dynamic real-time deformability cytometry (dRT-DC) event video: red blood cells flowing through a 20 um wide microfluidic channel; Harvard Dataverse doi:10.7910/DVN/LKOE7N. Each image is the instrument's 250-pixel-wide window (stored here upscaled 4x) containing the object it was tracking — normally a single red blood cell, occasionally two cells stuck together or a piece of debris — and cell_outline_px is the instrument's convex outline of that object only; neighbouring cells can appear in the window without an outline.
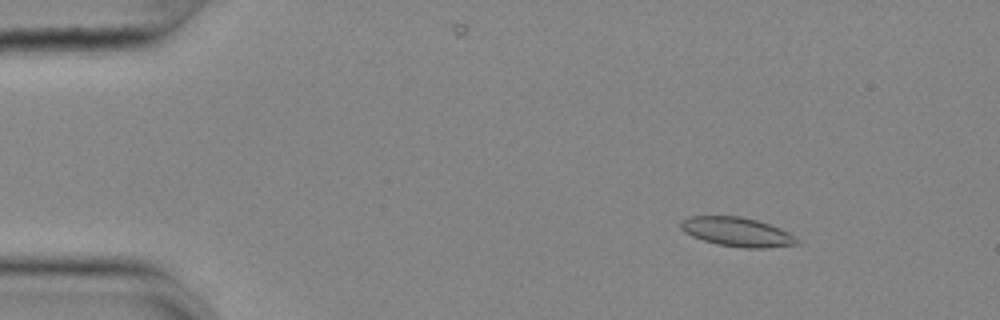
{"species": "common noctule bat (a hibernating species)", "species_latin": "Nyctalus noctula", "temperature_condition": "cold", "stored_images_in_passage": 57, "camera_frame_rate_fps": 3000, "um_per_image_px": 0.085, "animal": {"sex": "female", "body_mass_g": 25.1}, "frame": {"image": 1, "passage_image": 8, "time_ms": 2.333, "image_size_px": [1000, 320], "cell_outline_px": [[800, 244], [768, 248], [740, 248], [716, 244], [692, 236], [684, 232], [680, 228], [680, 220], [692, 216], [740, 216], [756, 220], [780, 228], [788, 232], [800, 240]], "centroid_in_image_um": [62.66, 19.72], "position_along_channel_um": 22.3, "area_um2": 19.88}}
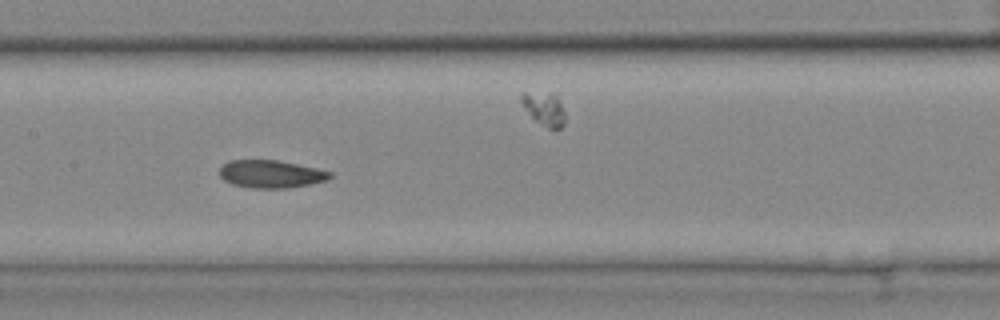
{"frame": {"image": 2, "passage_image": 28, "time_ms": 9.0, "image_size_px": [1000, 320], "cell_outline_px": [[332, 176], [328, 180], [288, 188], [252, 188], [232, 184], [224, 180], [220, 176], [220, 168], [228, 160], [276, 160], [316, 168], [332, 172]], "centroid_in_image_um": [23.02, 14.79], "position_along_channel_um": 184.4, "area_um2": 17.74}}
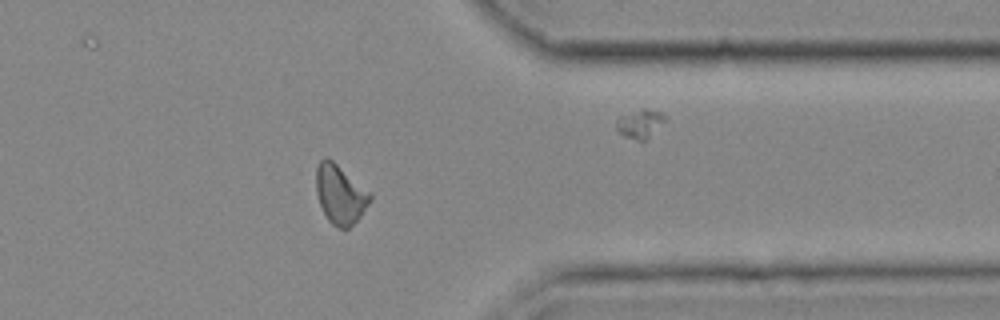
{"frame": {"image": 3, "passage_image": 45, "time_ms": 14.667, "image_size_px": [1000, 320], "cell_outline_px": [[372, 200], [360, 216], [348, 228], [340, 228], [332, 224], [328, 220], [320, 204], [316, 192], [316, 168], [320, 160], [324, 156], [332, 160], [368, 192], [372, 196]], "centroid_in_image_um": [28.88, 16.52], "position_along_channel_um": 382.5, "area_um2": 18.09}, "authors_computed_cell_mechanics": {"area_um2": 18.4382, "velocity_mm_per_s": 3.6491, "shape_relaxation_time_tau1_ms": null, "shape_relaxation_time_tau2_ms": 4.5282, "deformation_change_tau1": null, "deformation_change_tau2": 0.0868}}